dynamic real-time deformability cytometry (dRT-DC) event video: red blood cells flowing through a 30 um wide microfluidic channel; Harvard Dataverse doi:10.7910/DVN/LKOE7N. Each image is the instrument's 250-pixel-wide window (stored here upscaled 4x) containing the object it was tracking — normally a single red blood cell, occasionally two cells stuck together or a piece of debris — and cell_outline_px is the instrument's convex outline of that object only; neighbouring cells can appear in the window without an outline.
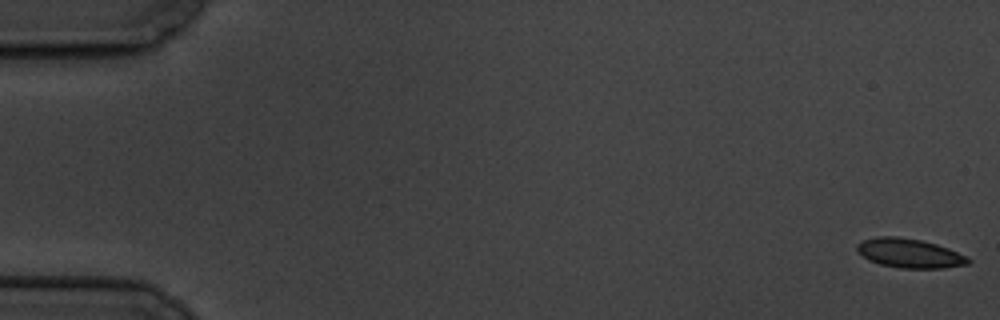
{"species": "common noctule bat (a hibernating species)", "species_latin": "Nyctalus noctula", "temperature_condition": "cold", "stored_images_in_passage": 5, "camera_frame_rate_fps": 3000, "um_per_image_px": 0.085, "animal": {"sex": "male", "body_mass_g": 19.5, "forearm_length_mm": 54.6}, "frame": {"image": 1, "passage_image": 1, "time_ms": 0.0, "image_size_px": [1000, 320], "cell_outline_px": [[972, 260], [968, 264], [944, 268], [900, 268], [880, 264], [868, 260], [856, 248], [856, 244], [864, 240], [880, 236], [896, 236], [920, 240], [936, 244], [948, 248]], "centroid_in_image_um": [77.3, 21.53], "position_along_channel_um": 7.7, "area_um2": 18.67}}
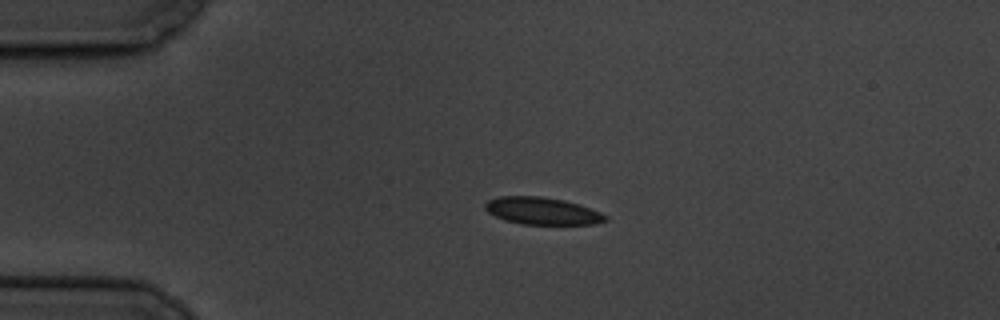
{"frame": {"image": 2, "passage_image": 4, "time_ms": 4.333, "image_size_px": [1000, 320], "cell_outline_px": [[608, 220], [592, 224], [520, 224], [504, 220], [488, 212], [484, 208], [484, 204], [488, 200], [500, 196], [540, 196], [564, 200], [600, 212], [608, 216]], "centroid_in_image_um": [46.05, 17.93], "position_along_channel_um": 38.9, "area_um2": 18.96}}